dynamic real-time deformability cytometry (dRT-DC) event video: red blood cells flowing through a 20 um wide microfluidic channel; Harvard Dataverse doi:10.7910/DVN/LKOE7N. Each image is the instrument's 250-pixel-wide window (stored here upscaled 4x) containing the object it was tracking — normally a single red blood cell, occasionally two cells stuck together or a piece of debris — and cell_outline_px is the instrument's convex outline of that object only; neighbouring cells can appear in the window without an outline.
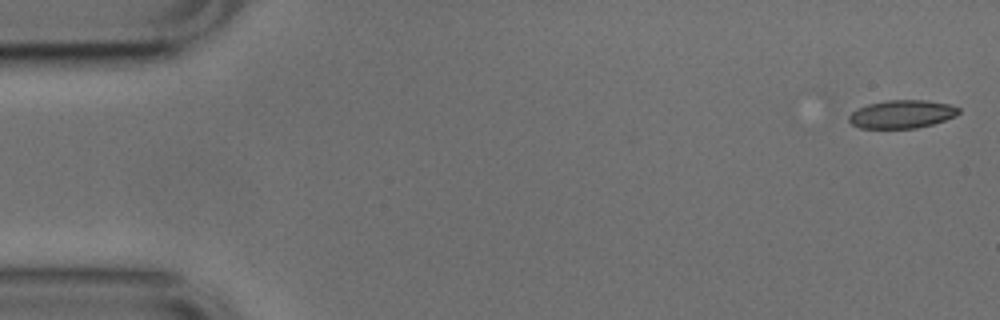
{"species": "common noctule bat (a hibernating species)", "species_latin": "Nyctalus noctula", "temperature_condition": "cold", "stored_images_in_passage": 52, "camera_frame_rate_fps": 3000, "um_per_image_px": 0.085, "animal": {"sex": "male", "body_mass_g": 17.9, "forearm_length_mm": 54.2}, "frame": {"image": 1, "passage_image": 1, "time_ms": 0.0, "image_size_px": [1000, 320], "cell_outline_px": [[960, 112], [956, 116], [932, 124], [916, 128], [860, 128], [852, 124], [848, 120], [848, 116], [852, 112], [868, 104], [888, 100], [928, 100], [948, 104], [960, 108]], "centroid_in_image_um": [76.67, 9.7], "position_along_channel_um": 8.3, "area_um2": 17.92}}
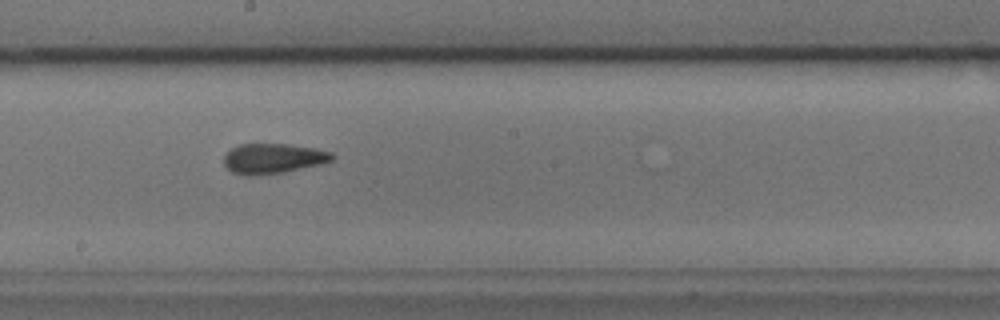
{"frame": {"image": 2, "passage_image": 28, "time_ms": 9.0, "image_size_px": [1000, 320], "cell_outline_px": [[336, 156], [332, 160], [320, 164], [284, 172], [256, 176], [244, 176], [232, 172], [224, 164], [224, 156], [232, 148], [240, 144], [288, 144], [316, 148], [332, 152]], "centroid_in_image_um": [23.22, 13.48], "position_along_channel_um": 225.0, "area_um2": 19.07}}
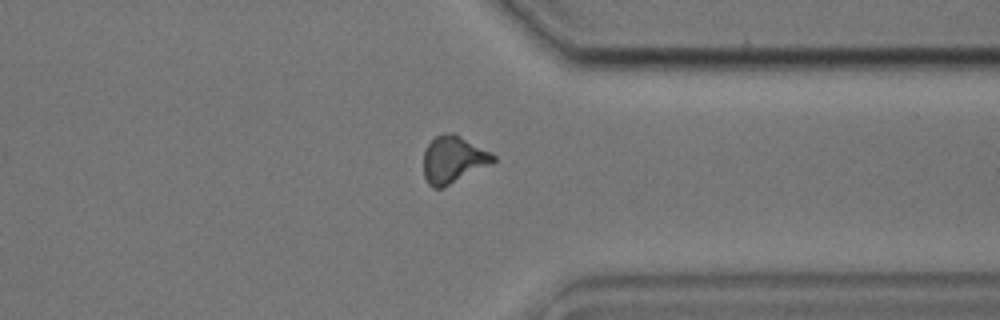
{"frame": {"image": 3, "passage_image": 40, "time_ms": 13.0, "image_size_px": [1000, 320], "cell_outline_px": [[496, 160], [492, 164], [444, 188], [432, 188], [428, 184], [424, 176], [424, 152], [428, 144], [436, 136], [452, 132], [456, 132], [492, 152], [496, 156]], "centroid_in_image_um": [38.57, 13.56], "position_along_channel_um": 372.8, "area_um2": 19.54}, "authors_computed_cell_mechanics": {"area_um2": 18.3804, "velocity_mm_per_s": 3.7793, "shape_relaxation_time_tau1_ms": null, "shape_relaxation_time_tau2_ms": 1.5647, "deformation_change_tau1": null, "deformation_change_tau2": 0.0944}}